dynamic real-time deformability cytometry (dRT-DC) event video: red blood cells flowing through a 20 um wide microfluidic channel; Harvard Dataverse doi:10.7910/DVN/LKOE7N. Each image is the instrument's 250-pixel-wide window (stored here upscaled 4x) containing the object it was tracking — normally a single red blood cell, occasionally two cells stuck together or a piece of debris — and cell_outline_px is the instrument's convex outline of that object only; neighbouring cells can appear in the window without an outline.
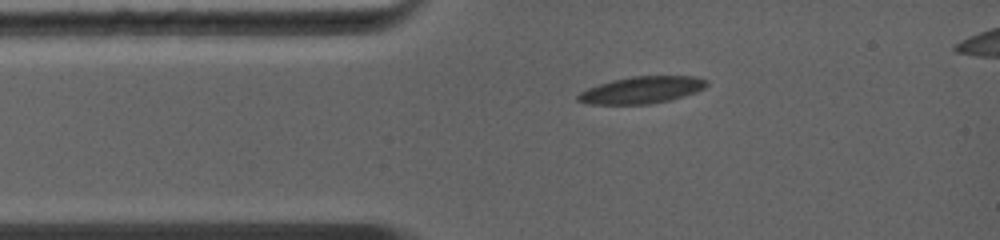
{"species": "common noctule bat (a hibernating species)", "species_latin": "Nyctalus noctula", "temperature_condition": "warm", "stored_images_in_passage": 31, "camera_frame_rate_fps": 5000, "um_per_image_px": 0.085, "animal": {"sex": "female", "body_mass_g": 19.0, "forearm_length_mm": 56.7}, "frame": {"image": 1, "passage_image": 1, "time_ms": 0.0, "image_size_px": [1000, 240], "cell_outline_px": [[708, 84], [704, 88], [696, 92], [672, 100], [648, 104], [588, 104], [576, 100], [576, 96], [580, 92], [588, 88], [612, 80], [632, 76], [696, 76], [708, 80]], "centroid_in_image_um": [54.57, 7.65], "position_along_channel_um": 30.4, "area_um2": 20.29}}
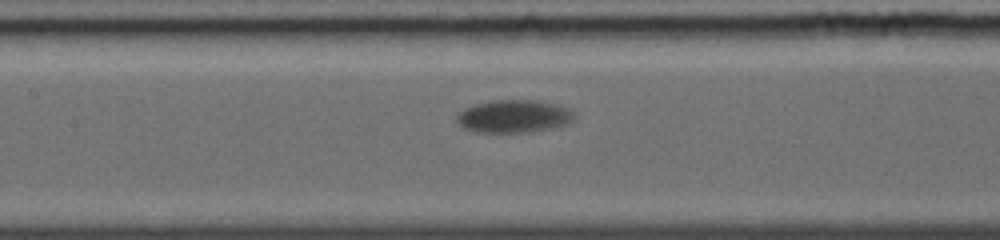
{"frame": {"image": 2, "passage_image": 15, "time_ms": 3.6, "image_size_px": [1000, 240], "cell_outline_px": [[576, 120], [568, 124], [556, 128], [532, 132], [476, 132], [460, 128], [456, 120], [456, 116], [464, 108], [476, 104], [496, 100], [536, 100], [556, 104], [568, 108], [576, 112]], "centroid_in_image_um": [43.73, 9.9], "position_along_channel_um": 163.7, "area_um2": 22.95}}
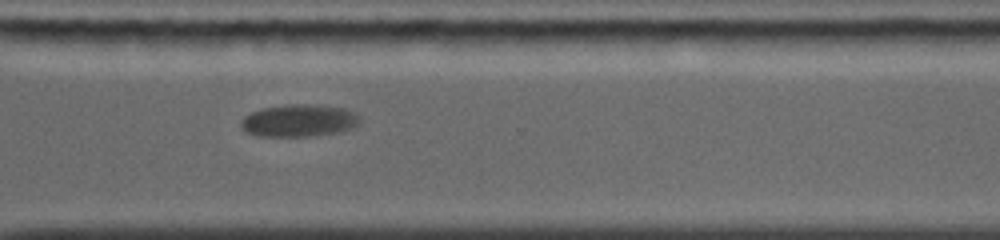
{"frame": {"image": 3, "passage_image": 25, "time_ms": 8.0, "image_size_px": [1000, 240], "cell_outline_px": [[360, 120], [352, 128], [340, 132], [312, 136], [260, 136], [248, 132], [240, 124], [240, 120], [244, 116], [260, 108], [284, 104], [308, 104], [344, 108], [360, 116]], "centroid_in_image_um": [25.4, 10.24], "position_along_channel_um": 345.2, "area_um2": 22.37}}